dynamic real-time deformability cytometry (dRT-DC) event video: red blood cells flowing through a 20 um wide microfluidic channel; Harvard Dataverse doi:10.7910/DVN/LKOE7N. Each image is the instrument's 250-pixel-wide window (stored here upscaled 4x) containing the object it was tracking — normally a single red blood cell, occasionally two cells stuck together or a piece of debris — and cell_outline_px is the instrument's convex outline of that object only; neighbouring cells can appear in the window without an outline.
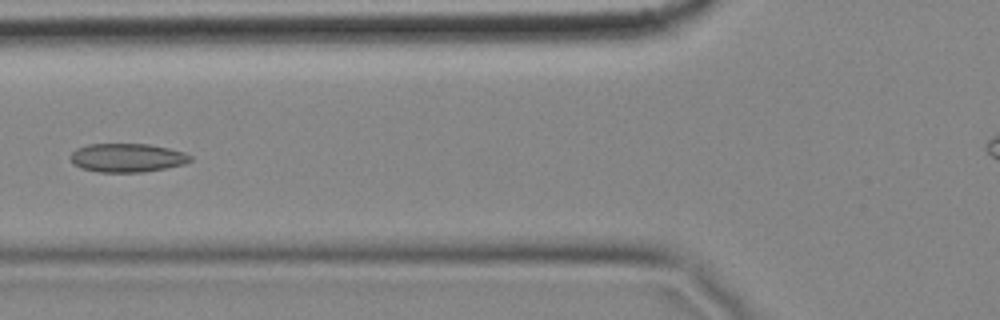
{"species": "common noctule bat (a hibernating species)", "species_latin": "Nyctalus noctula", "temperature_condition": "cold", "stored_images_in_passage": 6, "camera_frame_rate_fps": 3000, "um_per_image_px": 0.085, "animal": {"sex": "female", "body_mass_g": 18.4}, "frame": {"image": 1, "passage_image": 6, "time_ms": 1.667, "image_size_px": [1000, 320], "cell_outline_px": [[192, 160], [184, 164], [144, 172], [100, 172], [80, 168], [72, 164], [72, 152], [76, 148], [88, 144], [148, 144], [168, 148], [184, 152], [192, 156]], "centroid_in_image_um": [10.81, 13.41], "position_along_channel_um": 115.0, "area_um2": 20.0}}